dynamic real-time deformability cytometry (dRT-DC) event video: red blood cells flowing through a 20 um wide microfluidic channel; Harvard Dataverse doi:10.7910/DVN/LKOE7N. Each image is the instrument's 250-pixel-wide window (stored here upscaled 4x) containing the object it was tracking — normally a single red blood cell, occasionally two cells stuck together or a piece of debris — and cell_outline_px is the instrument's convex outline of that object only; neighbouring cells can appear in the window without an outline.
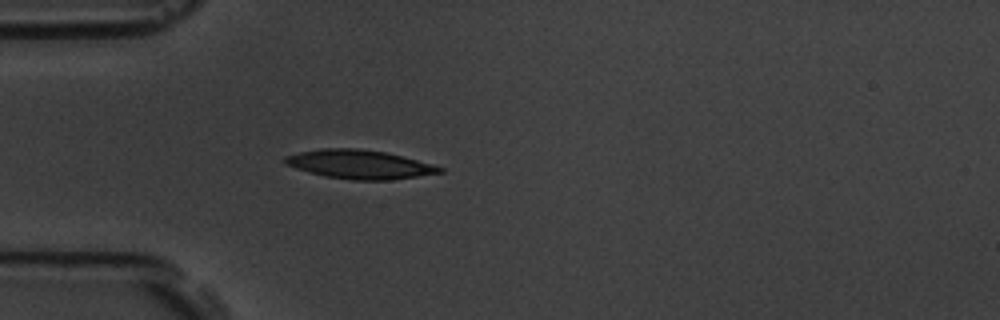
{"species": "common noctule bat (a hibernating species)", "species_latin": "Nyctalus noctula", "temperature_condition": "room temperature", "stored_images_in_passage": 3, "camera_frame_rate_fps": 3000, "um_per_image_px": 0.085, "animal": {"sex": "male", "body_mass_g": 19.5, "forearm_length_mm": 54.6}, "frame": {"image": 1, "passage_image": 3, "time_ms": 0.667, "image_size_px": [1000, 320], "cell_outline_px": [[444, 172], [392, 180], [352, 180], [324, 176], [308, 172], [284, 164], [284, 156], [300, 152], [320, 148], [356, 148], [384, 152], [432, 164], [444, 168]], "centroid_in_image_um": [30.53, 13.98], "position_along_channel_um": 54.5, "area_um2": 25.89}}